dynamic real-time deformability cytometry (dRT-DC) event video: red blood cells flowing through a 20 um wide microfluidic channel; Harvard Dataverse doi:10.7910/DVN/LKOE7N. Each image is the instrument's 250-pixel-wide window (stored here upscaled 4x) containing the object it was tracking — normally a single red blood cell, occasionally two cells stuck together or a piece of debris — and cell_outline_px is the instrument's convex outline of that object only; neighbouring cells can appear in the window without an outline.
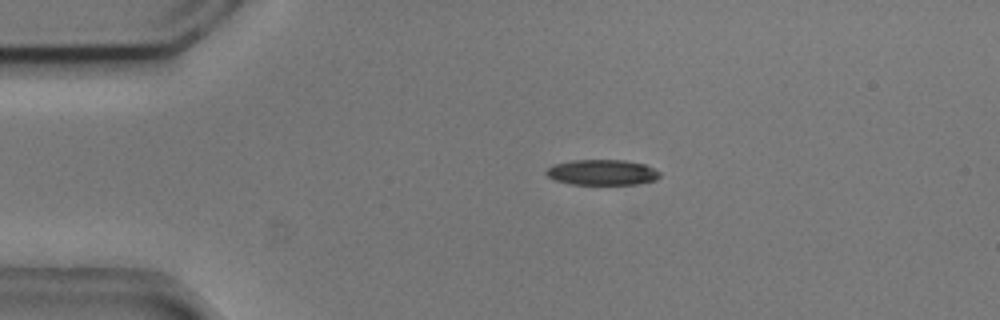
{"species": "common noctule bat (a hibernating species)", "species_latin": "Nyctalus noctula", "temperature_condition": "cold", "stored_images_in_passage": 39, "camera_frame_rate_fps": 3000, "um_per_image_px": 0.085, "animal": {"sex": "male", "body_mass_g": 20.5, "forearm_length_mm": 52.5}, "frame": {"image": 1, "passage_image": 2, "time_ms": 0.333, "image_size_px": [1000, 320], "cell_outline_px": [[660, 176], [656, 180], [636, 184], [568, 184], [556, 180], [548, 176], [544, 172], [552, 164], [572, 160], [624, 160], [644, 164], [660, 172]], "centroid_in_image_um": [51.16, 14.65], "position_along_channel_um": 33.8, "area_um2": 16.88}}
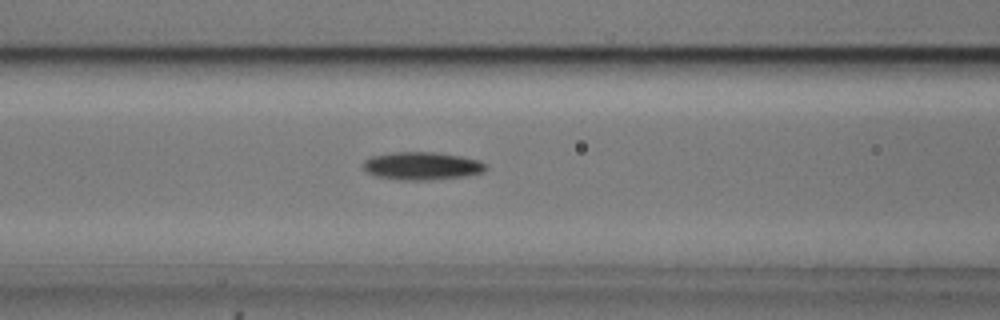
{"frame": {"image": 2, "passage_image": 13, "time_ms": 4.0, "image_size_px": [1000, 320], "cell_outline_px": [[488, 168], [484, 172], [464, 176], [428, 180], [404, 180], [376, 176], [368, 172], [364, 168], [364, 160], [372, 156], [392, 152], [436, 152], [460, 156], [480, 160]], "centroid_in_image_um": [35.89, 14.1], "position_along_channel_um": 130.7, "area_um2": 19.83}}
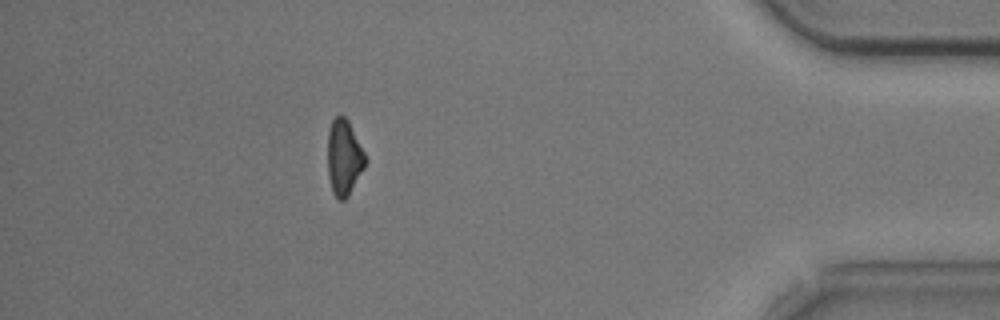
{"frame": {"image": 3, "passage_image": 39, "time_ms": 12.667, "image_size_px": [1000, 320], "cell_outline_px": [[368, 160], [364, 168], [348, 196], [344, 200], [336, 200], [332, 192], [328, 176], [328, 132], [332, 120], [336, 116], [344, 116], [348, 120]], "centroid_in_image_um": [29.23, 13.42], "position_along_channel_um": 406.0, "area_um2": 16.65}, "authors_computed_cell_mechanics": {"area_um2": 18.6116, "velocity_mm_per_s": 3.733, "shape_relaxation_time_tau1_ms": 2.3132, "shape_relaxation_time_tau2_ms": null, "deformation_change_tau1": 0.1074, "deformation_change_tau2": null}}